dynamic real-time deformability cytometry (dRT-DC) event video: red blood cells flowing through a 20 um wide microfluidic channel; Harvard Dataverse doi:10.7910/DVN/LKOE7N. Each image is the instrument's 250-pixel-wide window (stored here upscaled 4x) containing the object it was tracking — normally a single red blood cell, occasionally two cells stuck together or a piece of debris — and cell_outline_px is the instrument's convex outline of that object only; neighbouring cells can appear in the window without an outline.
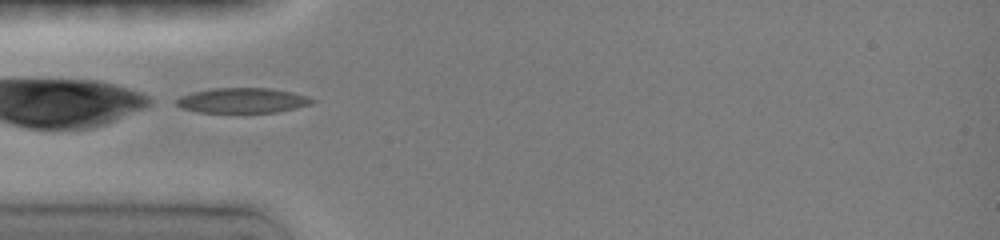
{"species": "common noctule bat (a hibernating species)", "species_latin": "Nyctalus noctula", "temperature_condition": "room temperature", "stored_images_in_passage": 12, "camera_frame_rate_fps": 3000, "um_per_image_px": 0.085, "animal": {"sex": "female", "body_mass_g": 19.0, "forearm_length_mm": 51.5}, "frame": {"image": 1, "passage_image": 1, "time_ms": 0.0, "image_size_px": [1000, 240], "cell_outline_px": [[316, 100], [312, 104], [296, 108], [276, 112], [196, 112], [184, 108], [176, 104], [176, 100], [180, 96], [196, 92], [216, 88], [272, 88], [292, 92], [308, 96]], "centroid_in_image_um": [20.67, 8.54], "position_along_channel_um": 64.3, "area_um2": 19.65}}
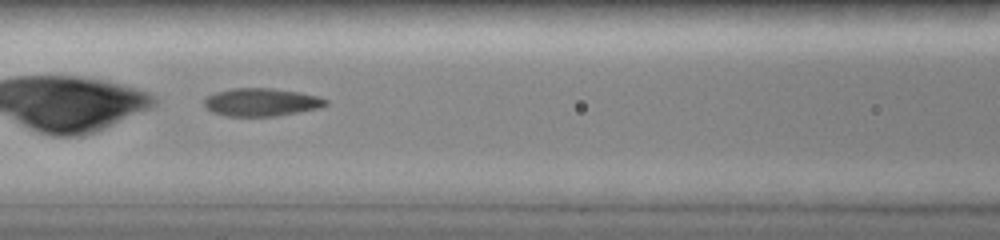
{"frame": {"image": 2, "passage_image": 4, "time_ms": 2.0, "image_size_px": [1000, 240], "cell_outline_px": [[328, 104], [316, 108], [300, 112], [276, 116], [224, 116], [212, 112], [204, 104], [204, 100], [208, 96], [216, 92], [236, 88], [272, 88], [300, 92], [316, 96], [328, 100]], "centroid_in_image_um": [22.21, 8.69], "position_along_channel_um": 144.4, "area_um2": 19.65}}